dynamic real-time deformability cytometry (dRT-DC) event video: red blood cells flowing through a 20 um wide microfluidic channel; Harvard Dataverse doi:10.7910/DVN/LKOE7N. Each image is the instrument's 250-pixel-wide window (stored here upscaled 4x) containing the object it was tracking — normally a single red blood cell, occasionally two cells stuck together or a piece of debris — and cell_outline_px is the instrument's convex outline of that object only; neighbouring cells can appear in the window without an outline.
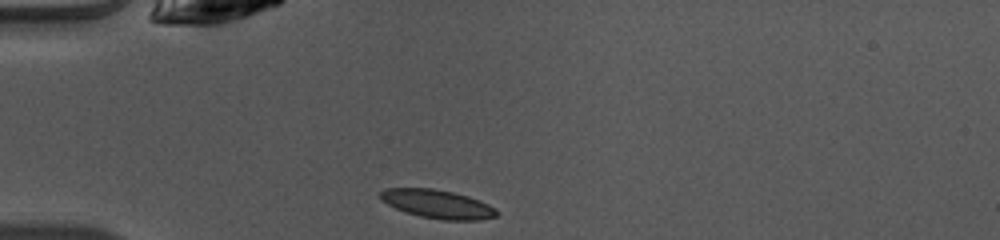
{"species": "common noctule bat (a hibernating species)", "species_latin": "Nyctalus noctula", "temperature_condition": "warm", "stored_images_in_passage": 37, "camera_frame_rate_fps": 3000, "um_per_image_px": 0.085, "animal": {"sex": "female", "body_mass_g": 10.0, "forearm_length_mm": 53.1}, "frame": {"image": 1, "passage_image": 1, "time_ms": 0.0, "image_size_px": [1000, 240], "cell_outline_px": [[500, 212], [496, 216], [480, 220], [444, 220], [420, 216], [396, 208], [380, 200], [380, 192], [384, 188], [432, 188], [452, 192], [468, 196], [480, 200], [496, 208]], "centroid_in_image_um": [37.21, 17.34], "position_along_channel_um": 47.8, "area_um2": 19.36}}
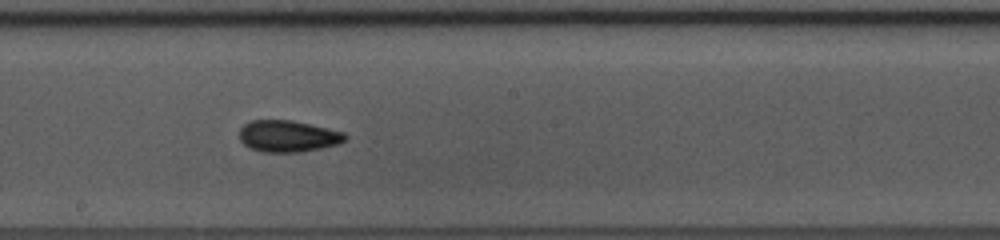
{"frame": {"image": 2, "passage_image": 15, "time_ms": 4.667, "image_size_px": [1000, 240], "cell_outline_px": [[348, 136], [344, 140], [336, 144], [320, 148], [300, 152], [260, 152], [248, 148], [240, 140], [240, 128], [244, 124], [252, 120], [292, 120], [344, 132]], "centroid_in_image_um": [24.43, 11.58], "position_along_channel_um": 223.8, "area_um2": 19.42}}
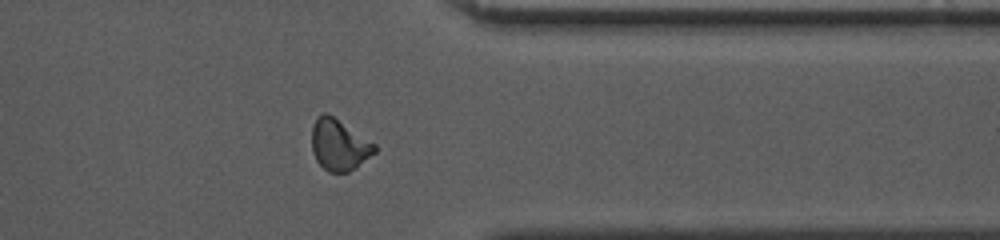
{"frame": {"image": 3, "passage_image": 27, "time_ms": 8.667, "image_size_px": [1000, 240], "cell_outline_px": [[376, 152], [356, 168], [348, 172], [328, 172], [316, 160], [312, 152], [312, 124], [316, 116], [324, 112], [328, 112], [376, 144]], "centroid_in_image_um": [28.81, 12.29], "position_along_channel_um": 382.6, "area_um2": 19.02}, "authors_computed_cell_mechanics": {"area_um2": 18.6694, "velocity_mm_per_s": 4.0956, "shape_relaxation_time_tau1_ms": 3.7074, "shape_relaxation_time_tau2_ms": 2.7422, "deformation_change_tau1": 0.1142, "deformation_change_tau2": 0.0772}}